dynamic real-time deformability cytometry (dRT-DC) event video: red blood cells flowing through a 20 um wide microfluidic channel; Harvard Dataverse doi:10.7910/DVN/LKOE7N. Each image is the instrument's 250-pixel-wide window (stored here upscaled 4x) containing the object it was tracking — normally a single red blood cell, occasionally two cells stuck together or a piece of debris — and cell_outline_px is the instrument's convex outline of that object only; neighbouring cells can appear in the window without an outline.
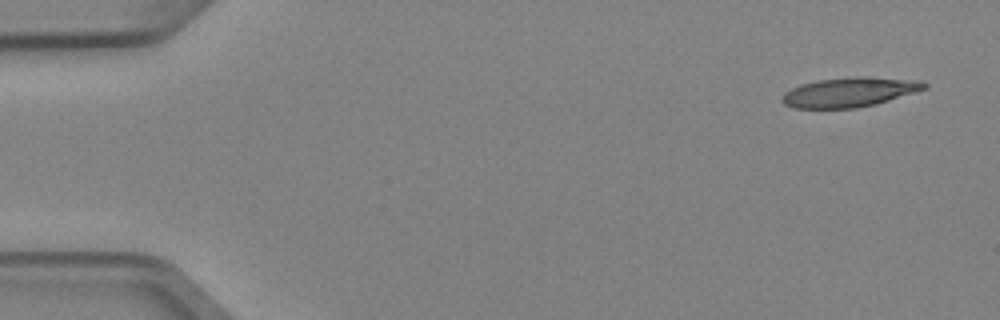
{"species": "Egyptian fruit bat (a non-hibernating species)", "species_latin": "Rousettus aegyptiacus", "temperature_condition": "cold", "stored_images_in_passage": 4, "camera_frame_rate_fps": 3000, "um_per_image_px": 0.085, "animal": {"sex": "female"}, "frame": {"image": 1, "passage_image": 1, "time_ms": 0.0, "image_size_px": [1000, 320], "cell_outline_px": [[928, 88], [876, 104], [856, 108], [792, 108], [784, 104], [780, 100], [780, 96], [784, 92], [800, 84], [816, 80], [856, 76], [868, 76], [920, 80], [928, 84]], "centroid_in_image_um": [72.19, 7.82], "position_along_channel_um": 12.8, "area_um2": 24.85}}
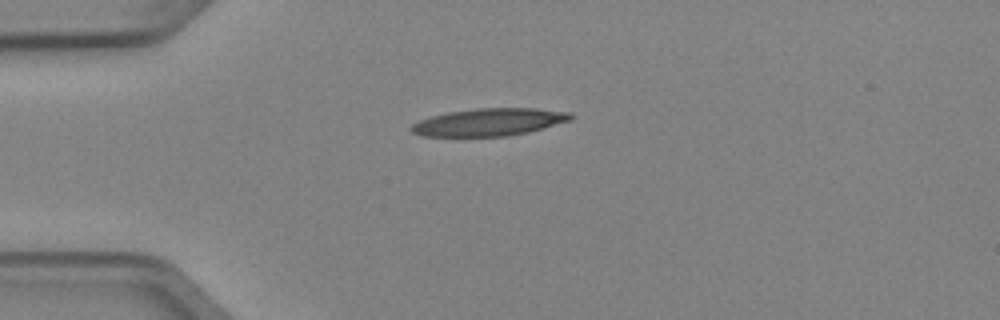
{"frame": {"image": 2, "passage_image": 4, "time_ms": 1.0, "image_size_px": [1000, 320], "cell_outline_px": [[576, 116], [572, 120], [544, 128], [528, 132], [508, 136], [424, 136], [412, 132], [408, 128], [412, 124], [420, 120], [432, 116], [448, 112], [476, 108], [536, 108], [572, 112]], "centroid_in_image_um": [41.64, 10.37], "position_along_channel_um": 43.4, "area_um2": 25.72}}